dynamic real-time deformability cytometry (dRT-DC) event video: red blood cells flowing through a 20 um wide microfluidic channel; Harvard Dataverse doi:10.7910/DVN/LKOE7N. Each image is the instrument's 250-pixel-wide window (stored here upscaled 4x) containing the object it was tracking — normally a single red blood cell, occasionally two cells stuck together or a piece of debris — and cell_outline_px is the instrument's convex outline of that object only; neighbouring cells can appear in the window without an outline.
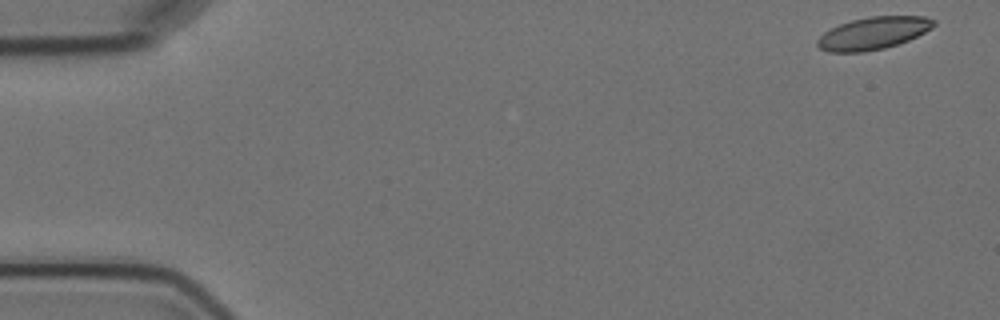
{"species": "Egyptian fruit bat (a non-hibernating species)", "species_latin": "Rousettus aegyptiacus", "temperature_condition": "cold", "stored_images_in_passage": 4, "camera_frame_rate_fps": 3000, "um_per_image_px": 0.085, "animal": {"sex": "female"}, "frame": {"image": 1, "passage_image": 1, "time_ms": 0.0, "image_size_px": [1000, 320], "cell_outline_px": [[936, 24], [932, 28], [908, 40], [884, 48], [864, 52], [828, 52], [820, 48], [816, 44], [816, 40], [824, 32], [840, 24], [852, 20], [872, 16], [924, 16], [936, 20]], "centroid_in_image_um": [74.22, 2.82], "position_along_channel_um": 10.8, "area_um2": 21.85}}
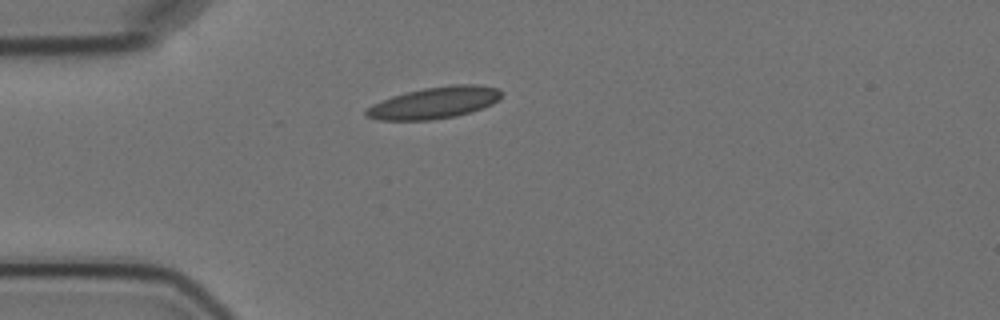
{"frame": {"image": 2, "passage_image": 4, "time_ms": 4.333, "image_size_px": [1000, 320], "cell_outline_px": [[504, 92], [492, 104], [472, 112], [456, 116], [432, 120], [380, 120], [364, 116], [364, 112], [372, 104], [392, 96], [424, 88], [452, 84], [480, 84], [500, 88]], "centroid_in_image_um": [36.95, 8.73], "position_along_channel_um": 48.0, "area_um2": 25.09}}